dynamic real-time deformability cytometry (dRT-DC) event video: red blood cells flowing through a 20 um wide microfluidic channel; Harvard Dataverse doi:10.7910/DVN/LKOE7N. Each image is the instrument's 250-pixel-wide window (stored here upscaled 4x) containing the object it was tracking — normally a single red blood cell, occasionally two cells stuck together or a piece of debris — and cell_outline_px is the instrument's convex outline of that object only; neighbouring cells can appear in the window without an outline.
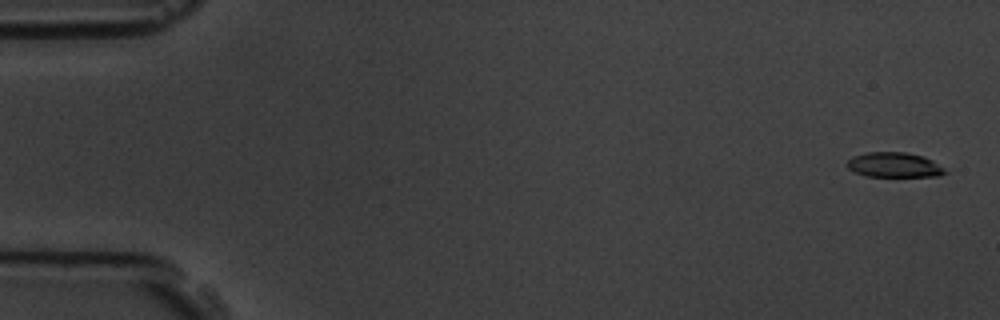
{"species": "common noctule bat (a hibernating species)", "species_latin": "Nyctalus noctula", "temperature_condition": "room temperature", "stored_images_in_passage": 5, "camera_frame_rate_fps": 3000, "um_per_image_px": 0.085, "animal": {"sex": "male", "body_mass_g": 19.5, "forearm_length_mm": 54.6}, "frame": {"image": 1, "passage_image": 1, "time_ms": 0.0, "image_size_px": [1000, 320], "cell_outline_px": [[948, 172], [940, 176], [864, 176], [848, 168], [848, 160], [852, 156], [868, 152], [904, 152], [924, 156], [932, 160], [944, 168]], "centroid_in_image_um": [76.03, 14.01], "position_along_channel_um": 9.0, "area_um2": 14.16}}
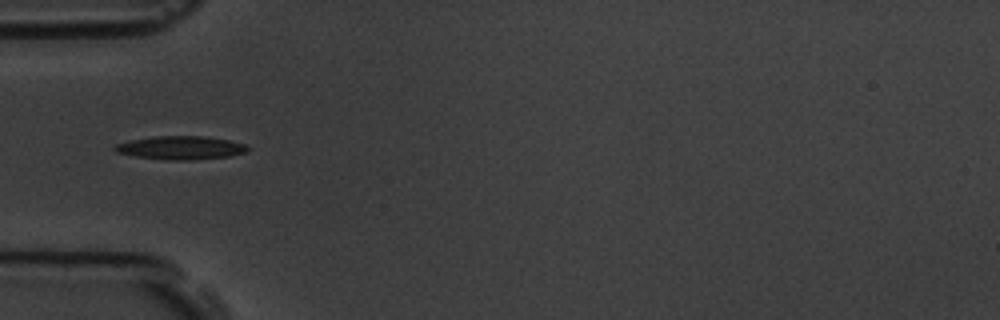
{"frame": {"image": 2, "passage_image": 5, "time_ms": 5.333, "image_size_px": [1000, 320], "cell_outline_px": [[248, 152], [228, 156], [192, 160], [168, 160], [136, 156], [116, 152], [112, 148], [116, 144], [128, 140], [152, 136], [204, 136], [228, 140], [244, 144], [248, 148]], "centroid_in_image_um": [15.32, 12.55], "position_along_channel_um": 69.7, "area_um2": 18.09}}